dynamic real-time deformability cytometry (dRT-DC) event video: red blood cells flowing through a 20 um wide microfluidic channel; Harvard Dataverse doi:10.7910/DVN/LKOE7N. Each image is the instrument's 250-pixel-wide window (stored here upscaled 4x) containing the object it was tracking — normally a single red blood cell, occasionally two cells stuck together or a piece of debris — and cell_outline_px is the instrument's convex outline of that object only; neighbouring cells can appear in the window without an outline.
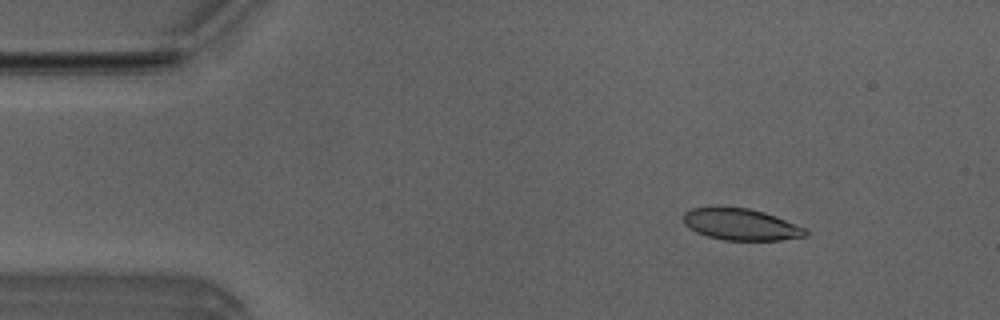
{"species": "Egyptian fruit bat (a non-hibernating species)", "species_latin": "Rousettus aegyptiacus", "temperature_condition": "room temperature", "stored_images_in_passage": 3, "camera_frame_rate_fps": 3000, "um_per_image_px": 0.085, "animal": {"sex": "male"}, "frame": {"image": 1, "passage_image": 1, "time_ms": 0.0, "image_size_px": [1000, 320], "cell_outline_px": [[808, 236], [780, 240], [724, 240], [708, 236], [696, 232], [684, 224], [684, 212], [692, 208], [748, 208], [764, 212], [776, 216], [804, 228], [808, 232]], "centroid_in_image_um": [62.99, 19.09], "position_along_channel_um": 22.0, "area_um2": 22.14}}